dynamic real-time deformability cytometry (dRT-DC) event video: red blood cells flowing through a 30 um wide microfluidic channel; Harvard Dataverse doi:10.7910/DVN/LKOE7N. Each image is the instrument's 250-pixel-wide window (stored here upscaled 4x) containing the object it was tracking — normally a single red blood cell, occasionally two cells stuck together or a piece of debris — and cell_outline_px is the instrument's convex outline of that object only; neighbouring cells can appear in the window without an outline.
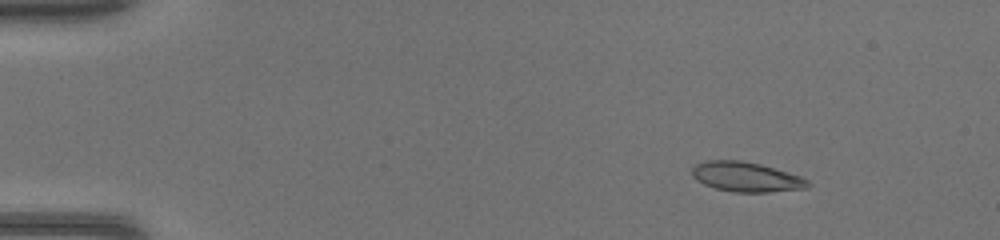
{"species": "common noctule bat (a hibernating species)", "species_latin": "Nyctalus noctula", "temperature_condition": "warm", "stored_images_in_passage": 46, "camera_frame_rate_fps": 3000, "um_per_image_px": 0.085, "animal": {"sex": "female", "body_mass_g": 17.0, "forearm_length_mm": 48.0}, "frame": {"image": 1, "passage_image": 6, "time_ms": 1.667, "image_size_px": [1000, 240], "cell_outline_px": [[812, 184], [808, 188], [768, 192], [732, 192], [716, 188], [704, 184], [696, 180], [692, 176], [692, 168], [696, 164], [704, 160], [740, 160], [760, 164], [788, 172], [800, 176], [808, 180]], "centroid_in_image_um": [63.42, 15.03], "position_along_channel_um": 21.6, "area_um2": 20.17}}
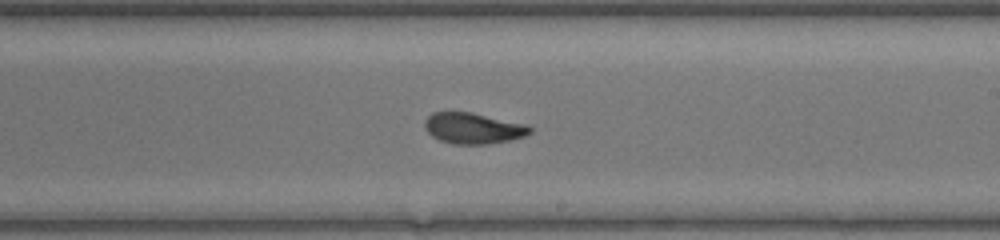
{"frame": {"image": 2, "passage_image": 28, "time_ms": 9.0, "image_size_px": [1000, 240], "cell_outline_px": [[532, 132], [524, 136], [508, 140], [488, 144], [452, 144], [440, 140], [432, 136], [424, 128], [424, 120], [432, 112], [472, 112], [528, 124], [532, 128]], "centroid_in_image_um": [40.22, 10.89], "position_along_channel_um": 248.8, "area_um2": 19.13}}
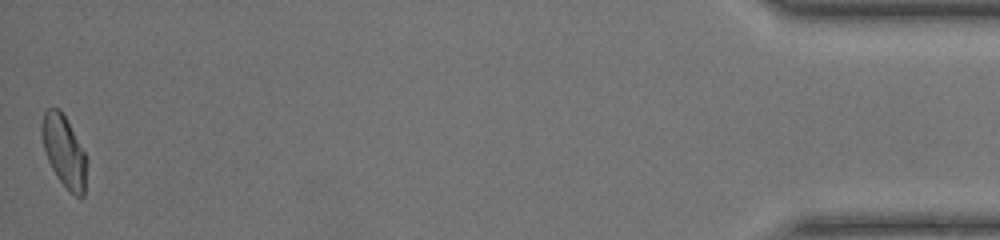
{"frame": {"image": 3, "passage_image": 46, "time_ms": 15.0, "image_size_px": [1000, 240], "cell_outline_px": [[88, 160], [84, 196], [76, 196], [56, 176], [48, 160], [44, 148], [40, 132], [40, 124], [44, 112], [48, 108], [60, 108], [84, 152]], "centroid_in_image_um": [5.44, 12.83], "position_along_channel_um": 429.8, "area_um2": 18.55}}